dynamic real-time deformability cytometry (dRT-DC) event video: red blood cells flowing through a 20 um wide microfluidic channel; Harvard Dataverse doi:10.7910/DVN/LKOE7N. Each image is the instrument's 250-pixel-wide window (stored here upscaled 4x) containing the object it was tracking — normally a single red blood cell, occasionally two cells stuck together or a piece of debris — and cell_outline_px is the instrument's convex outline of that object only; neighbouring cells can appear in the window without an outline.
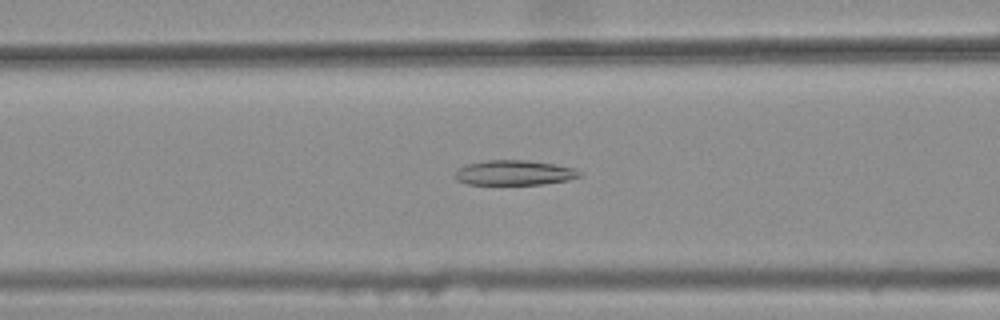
{"species": "common noctule bat (a hibernating species)", "species_latin": "Nyctalus noctula", "temperature_condition": "warm", "stored_images_in_passage": 44, "camera_frame_rate_fps": 3000, "um_per_image_px": 0.085, "animal": {"sex": "female", "body_mass_g": 25.1}, "frame": {"image": 1, "passage_image": 20, "time_ms": 6.333, "image_size_px": [1000, 320], "cell_outline_px": [[580, 176], [568, 180], [544, 184], [468, 184], [456, 180], [452, 176], [456, 168], [468, 164], [484, 160], [528, 160], [556, 164], [572, 168], [580, 172]], "centroid_in_image_um": [43.64, 14.68], "position_along_channel_um": 123.0, "area_um2": 18.21}}
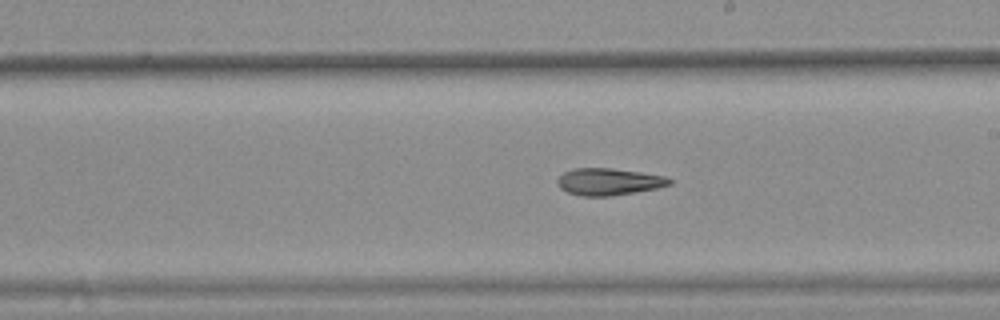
{"frame": {"image": 2, "passage_image": 29, "time_ms": 9.333, "image_size_px": [1000, 320], "cell_outline_px": [[672, 184], [656, 188], [636, 192], [612, 196], [584, 196], [568, 192], [560, 188], [556, 184], [556, 180], [564, 172], [572, 168], [608, 168], [640, 172], [664, 176], [672, 180]], "centroid_in_image_um": [51.72, 15.45], "position_along_channel_um": 237.3, "area_um2": 17.57}}
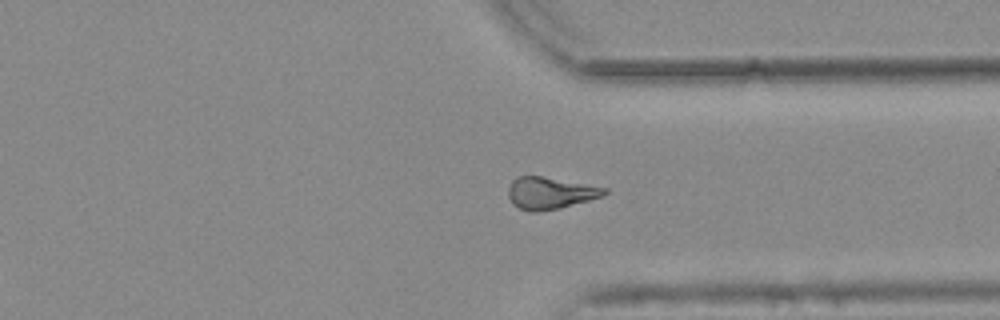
{"frame": {"image": 3, "passage_image": 39, "time_ms": 12.667, "image_size_px": [1000, 320], "cell_outline_px": [[608, 192], [600, 196], [588, 200], [560, 208], [536, 212], [532, 212], [520, 208], [512, 204], [508, 196], [508, 188], [512, 180], [516, 176], [540, 176], [608, 188]], "centroid_in_image_um": [46.71, 16.41], "position_along_channel_um": 364.7, "area_um2": 17.69}, "authors_computed_cell_mechanics": {"area_um2": 18.3226, "velocity_mm_per_s": 3.8186, "shape_relaxation_time_tau1_ms": null, "shape_relaxation_time_tau2_ms": 10.6603, "deformation_change_tau1": null, "deformation_change_tau2": 0.2241}}